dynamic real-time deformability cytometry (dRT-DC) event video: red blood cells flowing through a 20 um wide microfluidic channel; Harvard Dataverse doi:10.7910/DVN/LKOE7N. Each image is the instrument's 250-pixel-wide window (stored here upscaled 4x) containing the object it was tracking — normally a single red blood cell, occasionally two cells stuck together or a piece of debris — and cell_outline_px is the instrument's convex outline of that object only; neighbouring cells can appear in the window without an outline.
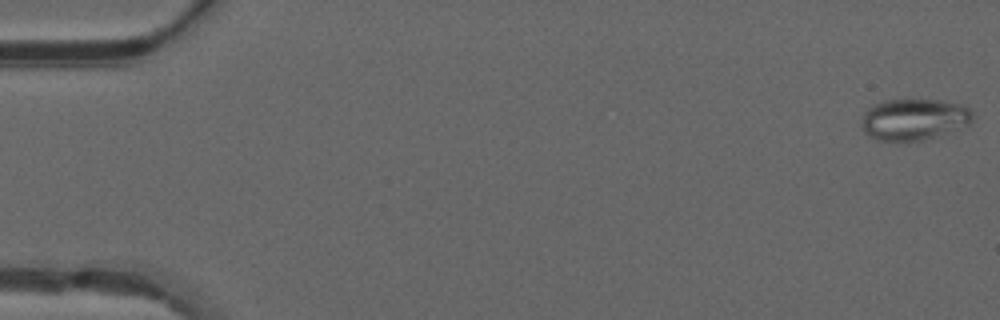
{"species": "common noctule bat (a hibernating species)", "species_latin": "Nyctalus noctula", "temperature_condition": "warm", "stored_images_in_passage": 49, "camera_frame_rate_fps": 3000, "um_per_image_px": 0.085, "animal": {"sex": "male", "forearm_length_mm": 52.5}, "frame": {"image": 1, "passage_image": 1, "time_ms": 0.0, "image_size_px": [1000, 320], "cell_outline_px": [[972, 120], [968, 124], [920, 140], [876, 140], [868, 136], [864, 132], [860, 124], [864, 112], [872, 104], [884, 100], [940, 100], [964, 104], [972, 108]], "centroid_in_image_um": [77.64, 10.11], "position_along_channel_um": 7.4, "area_um2": 26.59}}
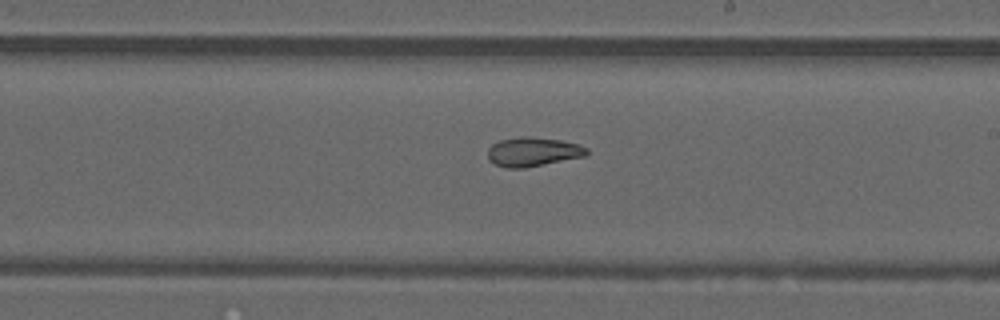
{"frame": {"image": 2, "passage_image": 29, "time_ms": 9.333, "image_size_px": [1000, 320], "cell_outline_px": [[588, 156], [524, 168], [508, 168], [496, 164], [488, 160], [488, 148], [492, 144], [500, 140], [524, 136], [528, 136], [560, 140], [580, 144], [588, 148]], "centroid_in_image_um": [45.34, 12.9], "position_along_channel_um": 243.7, "area_um2": 16.94}}
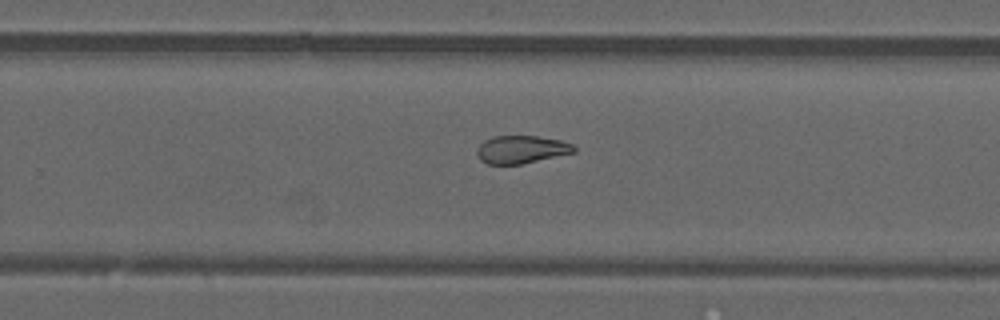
{"frame": {"image": 3, "passage_image": 32, "time_ms": 10.333, "image_size_px": [1000, 320], "cell_outline_px": [[576, 152], [520, 164], [488, 164], [480, 160], [476, 152], [476, 148], [484, 140], [492, 136], [536, 136], [560, 140], [572, 144], [576, 148]], "centroid_in_image_um": [44.29, 12.7], "position_along_channel_um": 285.5, "area_um2": 15.72}, "authors_computed_cell_mechanics": {"area_um2": 19.7676, "velocity_mm_per_s": 4.1832, "shape_relaxation_time_tau1_ms": null, "shape_relaxation_time_tau2_ms": 2.7317, "deformation_change_tau1": null, "deformation_change_tau2": 0.0993}}